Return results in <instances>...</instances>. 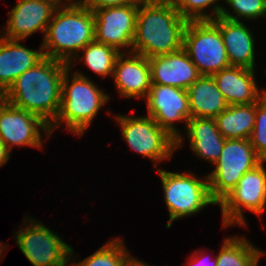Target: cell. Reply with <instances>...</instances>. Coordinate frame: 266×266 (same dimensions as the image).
Listing matches in <instances>:
<instances>
[{
    "label": "cell",
    "mask_w": 266,
    "mask_h": 266,
    "mask_svg": "<svg viewBox=\"0 0 266 266\" xmlns=\"http://www.w3.org/2000/svg\"><path fill=\"white\" fill-rule=\"evenodd\" d=\"M68 67L66 62L45 56L18 76L1 98L50 126L59 112L62 80Z\"/></svg>",
    "instance_id": "6da1fadb"
},
{
    "label": "cell",
    "mask_w": 266,
    "mask_h": 266,
    "mask_svg": "<svg viewBox=\"0 0 266 266\" xmlns=\"http://www.w3.org/2000/svg\"><path fill=\"white\" fill-rule=\"evenodd\" d=\"M187 23L172 2L142 0L131 52L151 58L181 49Z\"/></svg>",
    "instance_id": "7a4b0ae2"
},
{
    "label": "cell",
    "mask_w": 266,
    "mask_h": 266,
    "mask_svg": "<svg viewBox=\"0 0 266 266\" xmlns=\"http://www.w3.org/2000/svg\"><path fill=\"white\" fill-rule=\"evenodd\" d=\"M93 11L85 5H59L41 44L44 55L69 63L95 40Z\"/></svg>",
    "instance_id": "3957f363"
},
{
    "label": "cell",
    "mask_w": 266,
    "mask_h": 266,
    "mask_svg": "<svg viewBox=\"0 0 266 266\" xmlns=\"http://www.w3.org/2000/svg\"><path fill=\"white\" fill-rule=\"evenodd\" d=\"M69 71L68 67L63 76L59 112L49 126L51 135L64 122L73 134L83 135L102 106L111 99L87 75L77 70L69 77Z\"/></svg>",
    "instance_id": "277c9868"
},
{
    "label": "cell",
    "mask_w": 266,
    "mask_h": 266,
    "mask_svg": "<svg viewBox=\"0 0 266 266\" xmlns=\"http://www.w3.org/2000/svg\"><path fill=\"white\" fill-rule=\"evenodd\" d=\"M157 171L169 212L166 227L171 228L174 220L200 213L208 205H218L211 198L207 175L201 179L188 172H167L161 168Z\"/></svg>",
    "instance_id": "5b68a950"
},
{
    "label": "cell",
    "mask_w": 266,
    "mask_h": 266,
    "mask_svg": "<svg viewBox=\"0 0 266 266\" xmlns=\"http://www.w3.org/2000/svg\"><path fill=\"white\" fill-rule=\"evenodd\" d=\"M261 161L249 139H226L214 170L207 175L211 198L219 204Z\"/></svg>",
    "instance_id": "8992f818"
},
{
    "label": "cell",
    "mask_w": 266,
    "mask_h": 266,
    "mask_svg": "<svg viewBox=\"0 0 266 266\" xmlns=\"http://www.w3.org/2000/svg\"><path fill=\"white\" fill-rule=\"evenodd\" d=\"M114 119L129 148L154 162L155 170L159 162L169 160L177 150L176 139L149 116L116 114Z\"/></svg>",
    "instance_id": "52a82bcc"
},
{
    "label": "cell",
    "mask_w": 266,
    "mask_h": 266,
    "mask_svg": "<svg viewBox=\"0 0 266 266\" xmlns=\"http://www.w3.org/2000/svg\"><path fill=\"white\" fill-rule=\"evenodd\" d=\"M261 161L247 171L236 187L218 204L221 209L223 227L239 225L247 227L244 209L262 216L266 209V168Z\"/></svg>",
    "instance_id": "ba28073f"
},
{
    "label": "cell",
    "mask_w": 266,
    "mask_h": 266,
    "mask_svg": "<svg viewBox=\"0 0 266 266\" xmlns=\"http://www.w3.org/2000/svg\"><path fill=\"white\" fill-rule=\"evenodd\" d=\"M26 220V221H25ZM15 234L16 243L33 266H62L76 260L73 248L38 220L25 217ZM74 255V256H73Z\"/></svg>",
    "instance_id": "9c48e42d"
},
{
    "label": "cell",
    "mask_w": 266,
    "mask_h": 266,
    "mask_svg": "<svg viewBox=\"0 0 266 266\" xmlns=\"http://www.w3.org/2000/svg\"><path fill=\"white\" fill-rule=\"evenodd\" d=\"M183 48L201 75L231 66L220 29L211 20L188 21Z\"/></svg>",
    "instance_id": "30bf717a"
},
{
    "label": "cell",
    "mask_w": 266,
    "mask_h": 266,
    "mask_svg": "<svg viewBox=\"0 0 266 266\" xmlns=\"http://www.w3.org/2000/svg\"><path fill=\"white\" fill-rule=\"evenodd\" d=\"M146 101L147 116L176 139V149L182 148L183 135L175 122H184L186 126L191 118L186 89L151 84Z\"/></svg>",
    "instance_id": "8fae6325"
},
{
    "label": "cell",
    "mask_w": 266,
    "mask_h": 266,
    "mask_svg": "<svg viewBox=\"0 0 266 266\" xmlns=\"http://www.w3.org/2000/svg\"><path fill=\"white\" fill-rule=\"evenodd\" d=\"M41 131L47 139L51 136L49 125L40 117L0 97V138L10 151L14 146L42 149Z\"/></svg>",
    "instance_id": "7c38bea8"
},
{
    "label": "cell",
    "mask_w": 266,
    "mask_h": 266,
    "mask_svg": "<svg viewBox=\"0 0 266 266\" xmlns=\"http://www.w3.org/2000/svg\"><path fill=\"white\" fill-rule=\"evenodd\" d=\"M95 19V41L131 52L138 4L91 9Z\"/></svg>",
    "instance_id": "4fadbf2b"
},
{
    "label": "cell",
    "mask_w": 266,
    "mask_h": 266,
    "mask_svg": "<svg viewBox=\"0 0 266 266\" xmlns=\"http://www.w3.org/2000/svg\"><path fill=\"white\" fill-rule=\"evenodd\" d=\"M17 1L18 3L9 11L6 29L4 32L1 30L0 35L6 39L25 40L41 30L45 36L52 15L59 6L57 0Z\"/></svg>",
    "instance_id": "5bb4252c"
},
{
    "label": "cell",
    "mask_w": 266,
    "mask_h": 266,
    "mask_svg": "<svg viewBox=\"0 0 266 266\" xmlns=\"http://www.w3.org/2000/svg\"><path fill=\"white\" fill-rule=\"evenodd\" d=\"M112 78L123 98L146 99L151 87L148 58L138 53L121 52L115 61Z\"/></svg>",
    "instance_id": "9a60e30c"
},
{
    "label": "cell",
    "mask_w": 266,
    "mask_h": 266,
    "mask_svg": "<svg viewBox=\"0 0 266 266\" xmlns=\"http://www.w3.org/2000/svg\"><path fill=\"white\" fill-rule=\"evenodd\" d=\"M148 62L151 84L187 90L201 76L183 47L166 55L148 58Z\"/></svg>",
    "instance_id": "2e32d148"
},
{
    "label": "cell",
    "mask_w": 266,
    "mask_h": 266,
    "mask_svg": "<svg viewBox=\"0 0 266 266\" xmlns=\"http://www.w3.org/2000/svg\"><path fill=\"white\" fill-rule=\"evenodd\" d=\"M212 77L229 105L256 103L266 93L265 89L259 90L252 69L229 66Z\"/></svg>",
    "instance_id": "e0dca14e"
},
{
    "label": "cell",
    "mask_w": 266,
    "mask_h": 266,
    "mask_svg": "<svg viewBox=\"0 0 266 266\" xmlns=\"http://www.w3.org/2000/svg\"><path fill=\"white\" fill-rule=\"evenodd\" d=\"M21 41L0 36V97L18 76L45 57L42 46L32 50L23 46Z\"/></svg>",
    "instance_id": "ac0fdd59"
},
{
    "label": "cell",
    "mask_w": 266,
    "mask_h": 266,
    "mask_svg": "<svg viewBox=\"0 0 266 266\" xmlns=\"http://www.w3.org/2000/svg\"><path fill=\"white\" fill-rule=\"evenodd\" d=\"M211 21L220 29L230 65L255 70V40L248 26L220 16Z\"/></svg>",
    "instance_id": "d6986e66"
},
{
    "label": "cell",
    "mask_w": 266,
    "mask_h": 266,
    "mask_svg": "<svg viewBox=\"0 0 266 266\" xmlns=\"http://www.w3.org/2000/svg\"><path fill=\"white\" fill-rule=\"evenodd\" d=\"M185 128L192 153L214 165L226 140L218 130L215 119L190 118Z\"/></svg>",
    "instance_id": "ffe728a7"
},
{
    "label": "cell",
    "mask_w": 266,
    "mask_h": 266,
    "mask_svg": "<svg viewBox=\"0 0 266 266\" xmlns=\"http://www.w3.org/2000/svg\"><path fill=\"white\" fill-rule=\"evenodd\" d=\"M191 118H216L229 104L212 75H201L187 90Z\"/></svg>",
    "instance_id": "44dd1931"
},
{
    "label": "cell",
    "mask_w": 266,
    "mask_h": 266,
    "mask_svg": "<svg viewBox=\"0 0 266 266\" xmlns=\"http://www.w3.org/2000/svg\"><path fill=\"white\" fill-rule=\"evenodd\" d=\"M256 115V103L229 105L216 118V125L225 139H250Z\"/></svg>",
    "instance_id": "7402d4cb"
},
{
    "label": "cell",
    "mask_w": 266,
    "mask_h": 266,
    "mask_svg": "<svg viewBox=\"0 0 266 266\" xmlns=\"http://www.w3.org/2000/svg\"><path fill=\"white\" fill-rule=\"evenodd\" d=\"M263 253L246 237L228 236L216 254L217 266H258Z\"/></svg>",
    "instance_id": "603a6c76"
},
{
    "label": "cell",
    "mask_w": 266,
    "mask_h": 266,
    "mask_svg": "<svg viewBox=\"0 0 266 266\" xmlns=\"http://www.w3.org/2000/svg\"><path fill=\"white\" fill-rule=\"evenodd\" d=\"M80 53L83 56H81ZM80 53L68 63L70 69H72L74 60L78 59L81 61L83 60L86 66L95 74L100 75L101 77H112L115 61L121 52L112 46L94 40L93 42L88 43Z\"/></svg>",
    "instance_id": "cb8c5ba5"
},
{
    "label": "cell",
    "mask_w": 266,
    "mask_h": 266,
    "mask_svg": "<svg viewBox=\"0 0 266 266\" xmlns=\"http://www.w3.org/2000/svg\"><path fill=\"white\" fill-rule=\"evenodd\" d=\"M130 251L126 249L121 238H113L106 242L92 255L76 263V266H125L130 258Z\"/></svg>",
    "instance_id": "d4e9b609"
},
{
    "label": "cell",
    "mask_w": 266,
    "mask_h": 266,
    "mask_svg": "<svg viewBox=\"0 0 266 266\" xmlns=\"http://www.w3.org/2000/svg\"><path fill=\"white\" fill-rule=\"evenodd\" d=\"M218 1L219 0H175L173 4L180 15L188 21H202L214 20L219 17L223 6L219 5ZM210 6L212 7V13L207 14L205 9L208 7L210 8Z\"/></svg>",
    "instance_id": "484cf974"
},
{
    "label": "cell",
    "mask_w": 266,
    "mask_h": 266,
    "mask_svg": "<svg viewBox=\"0 0 266 266\" xmlns=\"http://www.w3.org/2000/svg\"><path fill=\"white\" fill-rule=\"evenodd\" d=\"M232 9L230 13L227 8L223 7L220 17L241 21V18L247 20H256L266 15V2L264 0H224Z\"/></svg>",
    "instance_id": "4316f807"
},
{
    "label": "cell",
    "mask_w": 266,
    "mask_h": 266,
    "mask_svg": "<svg viewBox=\"0 0 266 266\" xmlns=\"http://www.w3.org/2000/svg\"><path fill=\"white\" fill-rule=\"evenodd\" d=\"M249 140L257 156L266 161V93L256 102L255 124Z\"/></svg>",
    "instance_id": "83f0119b"
},
{
    "label": "cell",
    "mask_w": 266,
    "mask_h": 266,
    "mask_svg": "<svg viewBox=\"0 0 266 266\" xmlns=\"http://www.w3.org/2000/svg\"><path fill=\"white\" fill-rule=\"evenodd\" d=\"M142 0H87L84 4L90 9L139 4Z\"/></svg>",
    "instance_id": "f1b7e54d"
},
{
    "label": "cell",
    "mask_w": 266,
    "mask_h": 266,
    "mask_svg": "<svg viewBox=\"0 0 266 266\" xmlns=\"http://www.w3.org/2000/svg\"><path fill=\"white\" fill-rule=\"evenodd\" d=\"M200 253H202V254H200ZM203 252L202 251H200V250H196L195 252H193V255H191L192 257H190V259H189V263L186 265V266H217V259H216V256H215V258H214V260H211V259H208L209 261L211 260V262H207V260L205 261V259L206 258H203ZM204 260H203V259ZM208 264H207V263Z\"/></svg>",
    "instance_id": "f546056e"
},
{
    "label": "cell",
    "mask_w": 266,
    "mask_h": 266,
    "mask_svg": "<svg viewBox=\"0 0 266 266\" xmlns=\"http://www.w3.org/2000/svg\"><path fill=\"white\" fill-rule=\"evenodd\" d=\"M10 150L0 138V167H3L10 158Z\"/></svg>",
    "instance_id": "4dcf8cb0"
},
{
    "label": "cell",
    "mask_w": 266,
    "mask_h": 266,
    "mask_svg": "<svg viewBox=\"0 0 266 266\" xmlns=\"http://www.w3.org/2000/svg\"><path fill=\"white\" fill-rule=\"evenodd\" d=\"M125 266H149V265L146 264L145 262L140 261L139 259H136L134 256H130Z\"/></svg>",
    "instance_id": "1f68e13d"
},
{
    "label": "cell",
    "mask_w": 266,
    "mask_h": 266,
    "mask_svg": "<svg viewBox=\"0 0 266 266\" xmlns=\"http://www.w3.org/2000/svg\"><path fill=\"white\" fill-rule=\"evenodd\" d=\"M86 2L87 0H59V5H84Z\"/></svg>",
    "instance_id": "d6a6232c"
},
{
    "label": "cell",
    "mask_w": 266,
    "mask_h": 266,
    "mask_svg": "<svg viewBox=\"0 0 266 266\" xmlns=\"http://www.w3.org/2000/svg\"><path fill=\"white\" fill-rule=\"evenodd\" d=\"M6 248H7V244L3 245V243L0 242V260H1L2 256H3L2 254H3V252L5 251Z\"/></svg>",
    "instance_id": "836d02e7"
},
{
    "label": "cell",
    "mask_w": 266,
    "mask_h": 266,
    "mask_svg": "<svg viewBox=\"0 0 266 266\" xmlns=\"http://www.w3.org/2000/svg\"><path fill=\"white\" fill-rule=\"evenodd\" d=\"M149 1H160V2H174L175 0H149Z\"/></svg>",
    "instance_id": "e575fe53"
},
{
    "label": "cell",
    "mask_w": 266,
    "mask_h": 266,
    "mask_svg": "<svg viewBox=\"0 0 266 266\" xmlns=\"http://www.w3.org/2000/svg\"><path fill=\"white\" fill-rule=\"evenodd\" d=\"M68 263H69V261L66 264H63L62 266H76L73 262L70 265Z\"/></svg>",
    "instance_id": "d590c367"
}]
</instances>
